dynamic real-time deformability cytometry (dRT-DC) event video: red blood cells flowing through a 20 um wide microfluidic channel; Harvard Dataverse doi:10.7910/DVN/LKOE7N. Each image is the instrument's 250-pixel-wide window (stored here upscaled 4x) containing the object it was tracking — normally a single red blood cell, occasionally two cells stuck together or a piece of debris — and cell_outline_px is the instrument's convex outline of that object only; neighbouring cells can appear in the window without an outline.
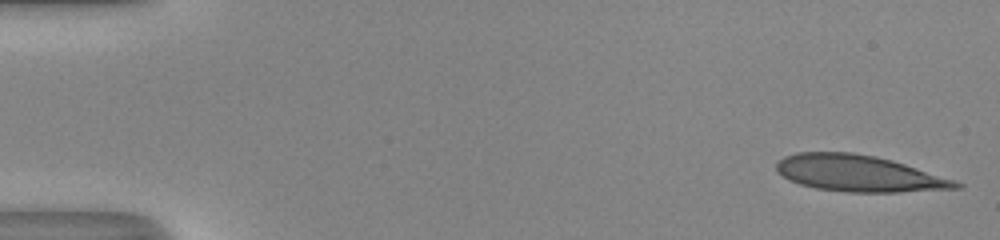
{"species": "human", "species_latin": "Homo sapiens", "temperature_condition": "room temperature", "stored_images_in_passage": 50, "camera_frame_rate_fps": 3000, "um_per_image_px": 0.085, "donor": {"sex": "male"}, "frame": {"image": 1, "passage_image": 1, "time_ms": 0.0, "image_size_px": [1000, 240], "cell_outline_px": [[964, 188], [896, 192], [848, 192], [816, 188], [800, 184], [788, 180], [776, 172], [776, 164], [784, 156], [796, 152], [852, 152], [876, 156], [892, 160], [956, 180], [964, 184]], "centroid_in_image_um": [73.0, 14.74], "position_along_channel_um": 12.0, "area_um2": 38.21}}
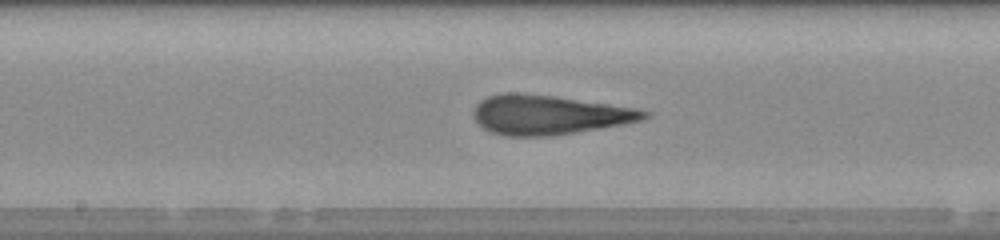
{"frame": {"image": 2, "passage_image": 26, "time_ms": 8.333, "image_size_px": [1000, 240], "cell_outline_px": [[652, 112], [648, 116], [640, 120], [624, 124], [576, 132], [548, 136], [504, 136], [488, 132], [476, 120], [472, 112], [476, 104], [480, 100], [488, 96], [508, 92], [516, 92], [552, 96], [640, 108]], "centroid_in_image_um": [46.65, 9.76], "position_along_channel_um": 201.5, "area_um2": 39.25}}
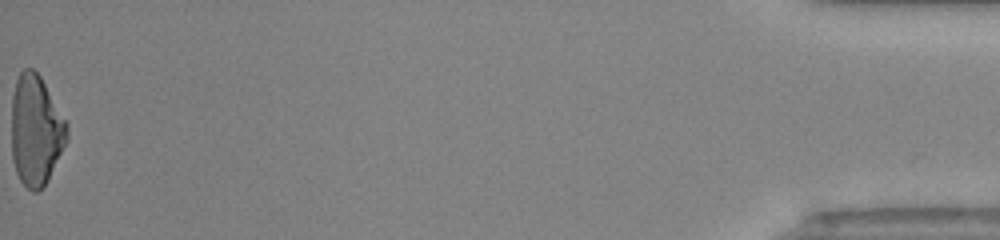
{"frame": {"image": 3, "passage_image": 50, "time_ms": 16.333, "image_size_px": [1000, 240], "cell_outline_px": [[68, 140], [48, 180], [36, 192], [32, 192], [20, 180], [16, 172], [12, 160], [12, 96], [16, 80], [20, 72], [24, 68], [32, 68], [40, 76], [68, 124]], "centroid_in_image_um": [3.05, 11.08], "position_along_channel_um": 432.2, "area_um2": 35.72}, "authors_computed_cell_mechanics": {"area_um2": 38.148, "velocity_mm_per_s": 4.1369, "shape_relaxation_time_tau1_ms": 6.6388, "shape_relaxation_time_tau2_ms": 1.3261, "deformation_change_tau1": 0.2403, "deformation_change_tau2": 0.1175}}